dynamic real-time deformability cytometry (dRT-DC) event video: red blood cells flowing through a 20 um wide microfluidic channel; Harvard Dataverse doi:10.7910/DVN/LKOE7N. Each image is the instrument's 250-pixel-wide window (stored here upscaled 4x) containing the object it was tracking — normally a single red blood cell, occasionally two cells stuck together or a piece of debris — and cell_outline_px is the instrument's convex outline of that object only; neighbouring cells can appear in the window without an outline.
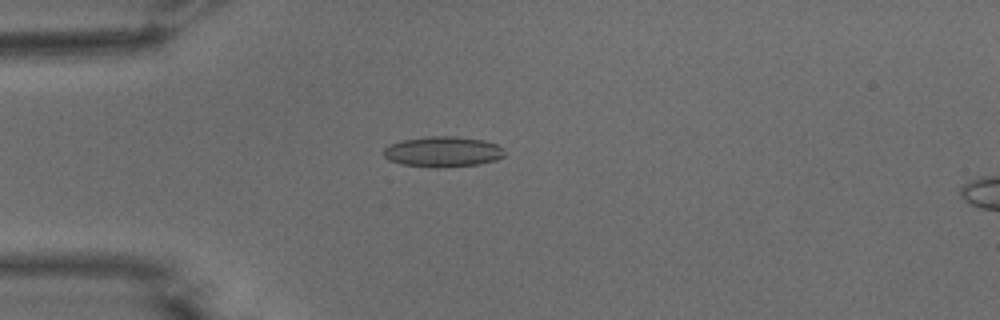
{"species": "common noctule bat (a hibernating species)", "species_latin": "Nyctalus noctula", "temperature_condition": "warm", "stored_images_in_passage": 53, "camera_frame_rate_fps": 3000, "um_per_image_px": 0.085, "animal": {"sex": "male", "body_mass_g": 15.6}, "frame": {"image": 1, "passage_image": 14, "time_ms": 4.333, "image_size_px": [1000, 320], "cell_outline_px": [[504, 156], [496, 160], [480, 164], [440, 168], [436, 168], [400, 164], [388, 160], [384, 156], [384, 148], [400, 140], [428, 136], [452, 136], [484, 140], [496, 144], [504, 152]], "centroid_in_image_um": [37.62, 12.9], "position_along_channel_um": 47.4, "area_um2": 21.56}}
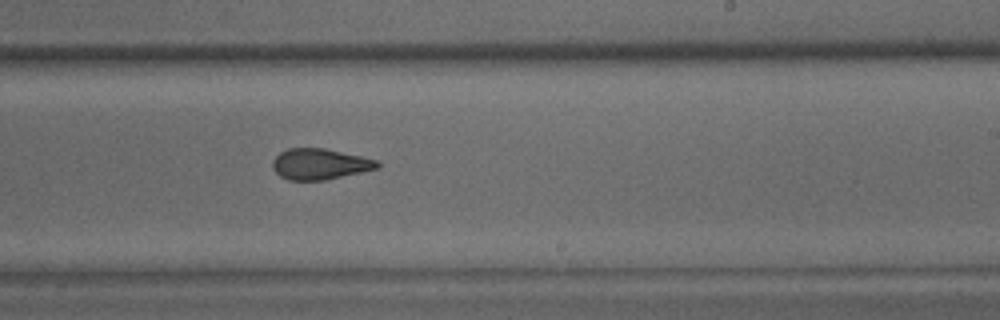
{"frame": {"image": 2, "passage_image": 32, "time_ms": 10.333, "image_size_px": [1000, 320], "cell_outline_px": [[380, 168], [324, 180], [288, 180], [280, 176], [272, 168], [272, 160], [280, 152], [288, 148], [324, 148], [360, 156], [376, 160], [380, 164]], "centroid_in_image_um": [27.16, 13.94], "position_along_channel_um": 261.8, "area_um2": 18.79}}
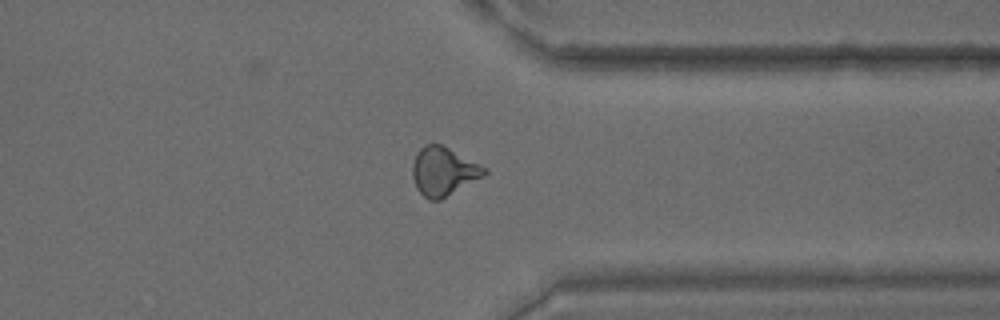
{"frame": {"image": 3, "passage_image": 41, "time_ms": 13.333, "image_size_px": [1000, 320], "cell_outline_px": [[488, 172], [484, 176], [440, 200], [428, 200], [416, 188], [412, 176], [412, 164], [416, 152], [424, 144], [440, 144], [488, 168]], "centroid_in_image_um": [37.68, 14.57], "position_along_channel_um": 373.7, "area_um2": 20.35}, "authors_computed_cell_mechanics": {"area_um2": 19.8832, "velocity_mm_per_s": 3.8222, "shape_relaxation_time_tau1_ms": 9.8257, "shape_relaxation_time_tau2_ms": 1.7943, "deformation_change_tau1": 0.2181, "deformation_change_tau2": 0.0813}}